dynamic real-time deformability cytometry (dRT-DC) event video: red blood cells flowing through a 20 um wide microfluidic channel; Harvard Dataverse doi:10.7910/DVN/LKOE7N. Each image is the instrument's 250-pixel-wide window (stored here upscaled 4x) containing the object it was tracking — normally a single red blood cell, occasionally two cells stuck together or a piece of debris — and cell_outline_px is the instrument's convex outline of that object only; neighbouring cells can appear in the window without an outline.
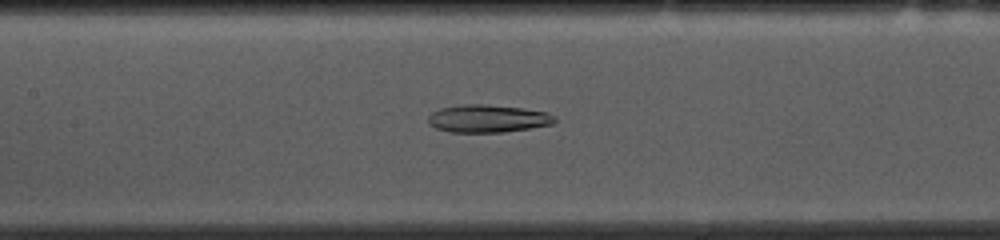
{"species": "common noctule bat (a hibernating species)", "species_latin": "Nyctalus noctula", "temperature_condition": "cold", "stored_images_in_passage": 48, "camera_frame_rate_fps": 3000, "um_per_image_px": 0.085, "animal": {"sex": "female", "body_mass_g": 10.0, "forearm_length_mm": 53.1}, "frame": {"image": 1, "passage_image": 18, "time_ms": 5.667, "image_size_px": [1000, 240], "cell_outline_px": [[556, 120], [552, 124], [504, 132], [448, 132], [436, 128], [428, 124], [428, 116], [432, 112], [440, 108], [464, 104], [484, 104], [524, 108], [548, 112], [556, 116]], "centroid_in_image_um": [41.45, 10.07], "position_along_channel_um": 165.9, "area_um2": 20.52}}
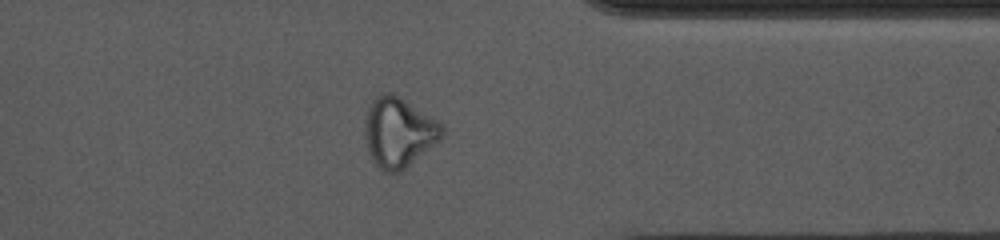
{"frame": {"image": 2, "passage_image": 36, "time_ms": 11.667, "image_size_px": [1000, 240], "cell_outline_px": [[444, 136], [440, 140], [404, 168], [396, 172], [384, 172], [372, 160], [364, 136], [364, 116], [372, 100], [376, 96], [384, 92], [392, 92], [444, 124]], "centroid_in_image_um": [33.87, 11.21], "position_along_channel_um": 377.5, "area_um2": 31.33}}
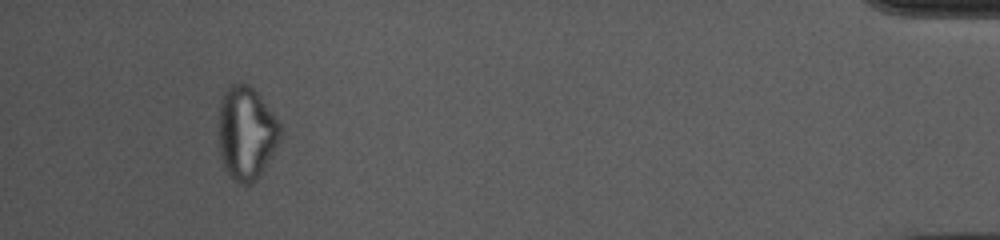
{"frame": {"image": 3, "passage_image": 44, "time_ms": 14.333, "image_size_px": [1000, 240], "cell_outline_px": [[284, 136], [260, 176], [252, 184], [240, 184], [232, 180], [228, 176], [224, 168], [220, 156], [216, 128], [220, 100], [224, 92], [232, 84], [240, 80], [244, 80], [260, 96], [280, 124]], "centroid_in_image_um": [20.91, 11.32], "position_along_channel_um": 414.3, "area_um2": 34.8}, "authors_computed_cell_mechanics": {"area_um2": 25.5187, "velocity_mm_per_s": 3.7017, "shape_relaxation_time_tau1_ms": null, "shape_relaxation_time_tau2_ms": 4.0874, "deformation_change_tau1": null, "deformation_change_tau2": 0.1267}}